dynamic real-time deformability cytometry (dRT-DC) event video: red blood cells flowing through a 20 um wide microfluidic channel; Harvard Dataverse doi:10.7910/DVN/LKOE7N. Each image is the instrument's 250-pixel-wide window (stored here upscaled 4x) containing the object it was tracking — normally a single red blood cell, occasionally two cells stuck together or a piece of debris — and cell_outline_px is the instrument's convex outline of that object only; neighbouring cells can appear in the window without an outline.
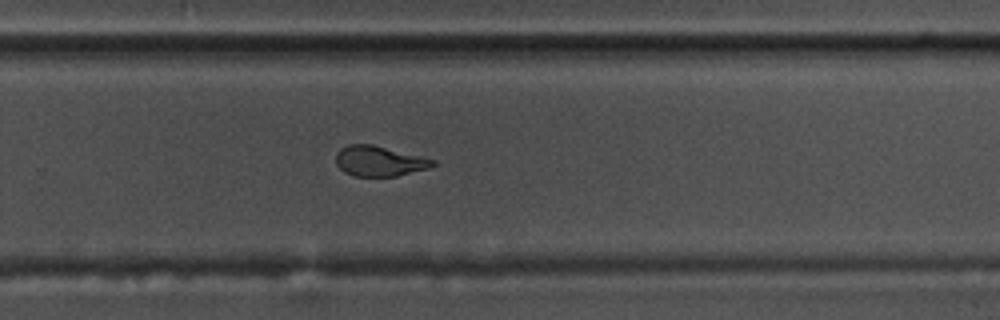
{"species": "common noctule bat (a hibernating species)", "species_latin": "Nyctalus noctula", "temperature_condition": "warm", "stored_images_in_passage": 57, "segment_of_instrument_passage": [1, 2], "camera_frame_rate_fps": 3000, "um_per_image_px": 0.085, "animal": {"sex": "male", "body_mass_g": 17.5, "forearm_length_mm": 52.3}, "frame": {"image": 1, "passage_image": 37, "time_ms": 12.0, "image_size_px": [1000, 320], "cell_outline_px": [[436, 164], [428, 168], [396, 176], [352, 176], [344, 172], [336, 164], [336, 152], [340, 148], [348, 144], [372, 144], [436, 160]], "centroid_in_image_um": [32.2, 13.69], "position_along_channel_um": 297.6, "area_um2": 17.05}}
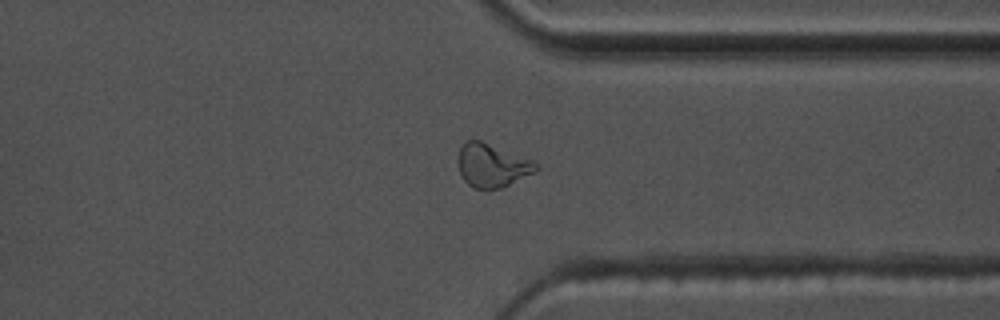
{"frame": {"image": 2, "passage_image": 43, "time_ms": 14.0, "image_size_px": [1000, 320], "cell_outline_px": [[540, 168], [536, 172], [500, 188], [472, 188], [464, 180], [460, 172], [460, 148], [468, 140], [480, 140], [532, 160]], "centroid_in_image_um": [41.86, 14.07], "position_along_channel_um": 369.5, "area_um2": 19.19}}
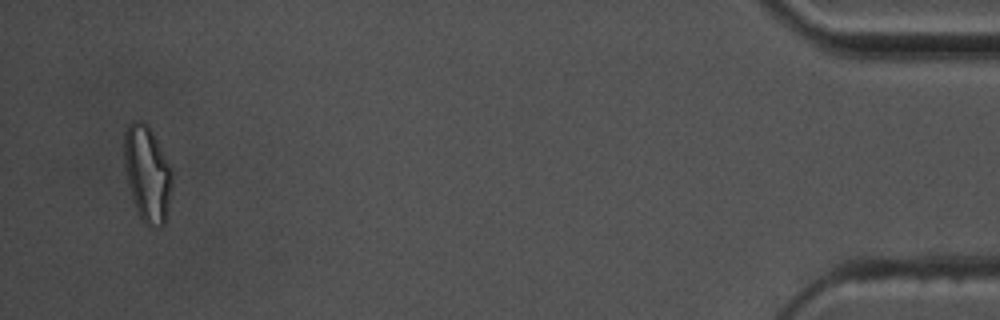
{"frame": {"image": 3, "passage_image": 54, "time_ms": 17.667, "image_size_px": [1000, 320], "cell_outline_px": [[172, 180], [164, 224], [160, 228], [148, 228], [144, 224], [132, 200], [124, 168], [124, 132], [128, 124], [132, 120], [140, 120], [148, 124], [172, 172]], "centroid_in_image_um": [12.48, 14.77], "position_along_channel_um": 422.7, "area_um2": 26.65}}